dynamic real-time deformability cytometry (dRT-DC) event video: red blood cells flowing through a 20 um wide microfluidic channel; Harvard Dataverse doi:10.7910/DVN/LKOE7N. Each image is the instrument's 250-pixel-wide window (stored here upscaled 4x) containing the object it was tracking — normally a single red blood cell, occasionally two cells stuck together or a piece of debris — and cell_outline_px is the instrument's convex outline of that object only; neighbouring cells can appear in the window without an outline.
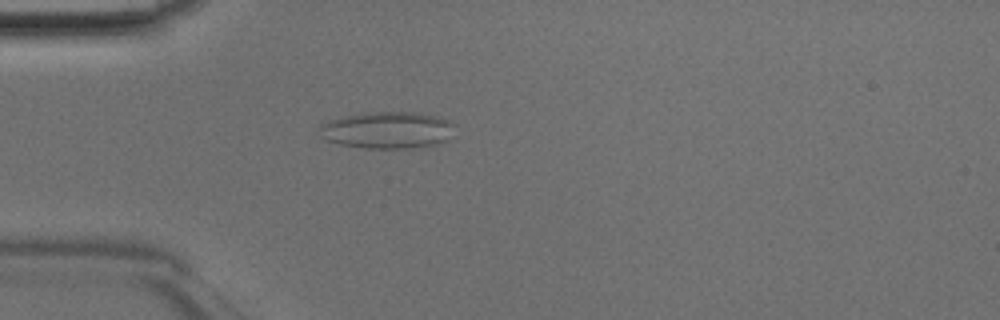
{"species": "Egyptian fruit bat (a non-hibernating species)", "species_latin": "Rousettus aegyptiacus", "temperature_condition": "room temperature", "stored_images_in_passage": 45, "camera_frame_rate_fps": 3000, "um_per_image_px": 0.085, "animal": {"sex": "male"}, "frame": {"image": 1, "passage_image": 12, "time_ms": 3.667, "image_size_px": [1000, 320], "cell_outline_px": [[452, 124], [448, 140], [424, 148], [364, 148], [340, 144], [328, 140], [320, 136], [320, 124], [328, 120], [360, 112], [420, 112], [440, 116], [452, 120]], "centroid_in_image_um": [32.94, 11.04], "position_along_channel_um": 52.1, "area_um2": 29.42}}
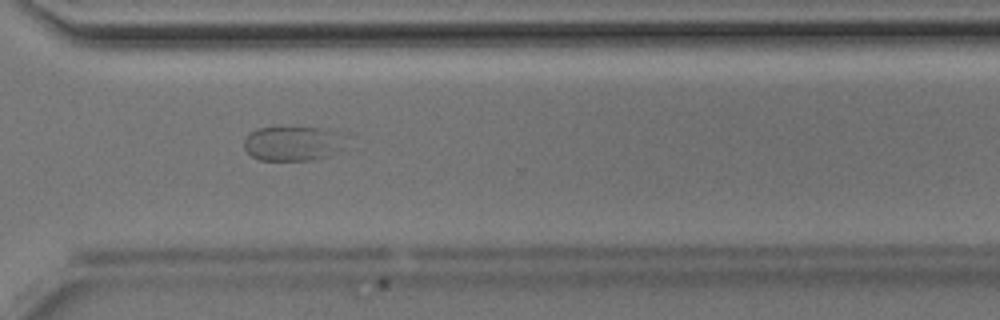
{"frame": {"image": 2, "passage_image": 33, "time_ms": 10.667, "image_size_px": [1000, 320], "cell_outline_px": [[332, 156], [312, 160], [260, 160], [252, 156], [244, 148], [244, 140], [248, 132], [256, 128], [320, 128], [332, 132]], "centroid_in_image_um": [24.57, 12.22], "position_along_channel_um": 346.0, "area_um2": 18.96}}
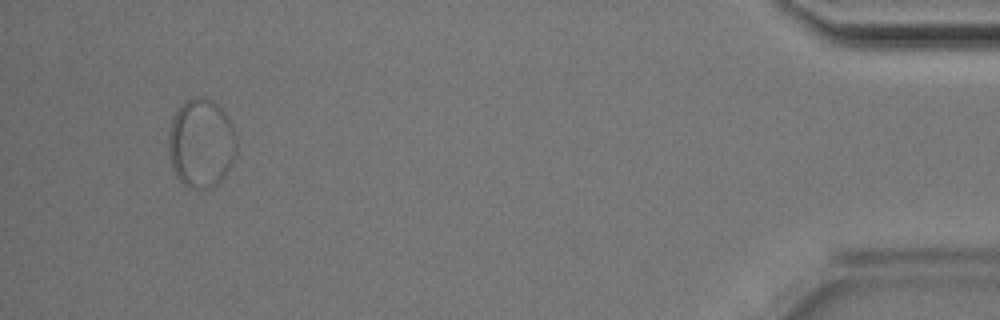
{"frame": {"image": 3, "passage_image": 43, "time_ms": 14.0, "image_size_px": [1000, 320], "cell_outline_px": [[236, 152], [228, 172], [212, 188], [188, 188], [176, 176], [172, 168], [168, 152], [168, 136], [172, 120], [180, 104], [184, 100], [196, 96], [200, 96], [212, 100], [224, 112], [232, 124], [236, 132]], "centroid_in_image_um": [17.09, 12.17], "position_along_channel_um": 418.1, "area_um2": 35.55}}